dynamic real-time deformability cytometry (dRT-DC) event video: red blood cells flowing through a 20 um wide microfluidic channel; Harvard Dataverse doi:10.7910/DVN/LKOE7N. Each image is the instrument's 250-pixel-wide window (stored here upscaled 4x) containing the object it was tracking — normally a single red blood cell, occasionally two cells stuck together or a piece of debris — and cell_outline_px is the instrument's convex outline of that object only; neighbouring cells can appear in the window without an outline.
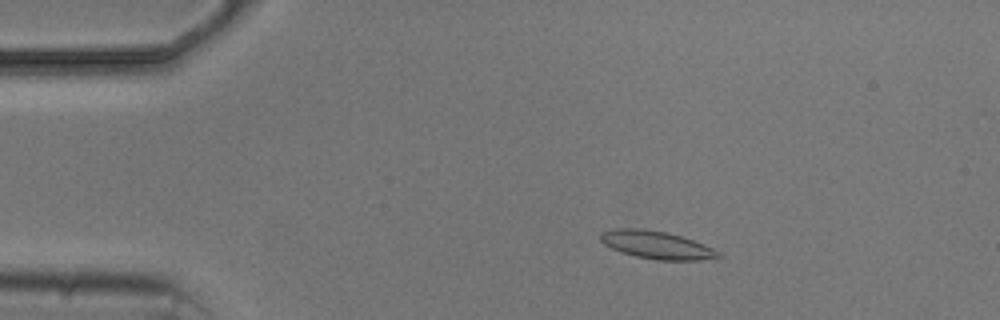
{"species": "common noctule bat (a hibernating species)", "species_latin": "Nyctalus noctula", "temperature_condition": "cold", "stored_images_in_passage": 5, "camera_frame_rate_fps": 3000, "um_per_image_px": 0.085, "animal": {"sex": "male", "body_mass_g": 20.5, "forearm_length_mm": 52.5}, "frame": {"image": 1, "passage_image": 3, "time_ms": 2.333, "image_size_px": [1000, 320], "cell_outline_px": [[724, 256], [700, 260], [656, 260], [636, 256], [620, 252], [604, 244], [600, 240], [600, 232], [616, 228], [640, 228], [668, 232], [704, 244], [720, 252]], "centroid_in_image_um": [55.8, 20.81], "position_along_channel_um": 29.2, "area_um2": 19.13}}
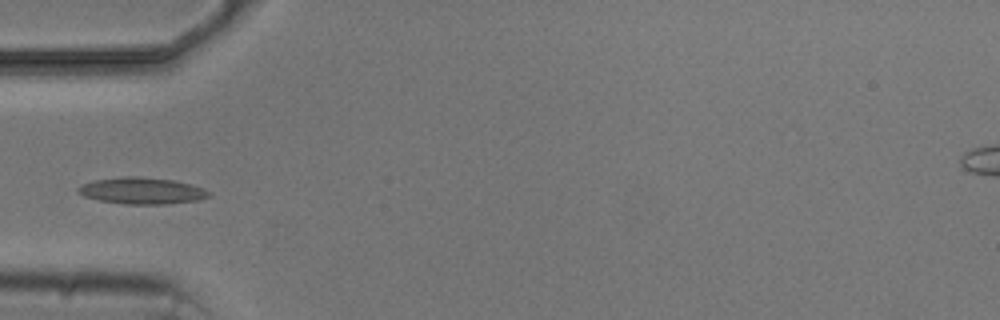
{"frame": {"image": 2, "passage_image": 5, "time_ms": 5.0, "image_size_px": [1000, 320], "cell_outline_px": [[208, 196], [200, 200], [164, 204], [124, 204], [100, 200], [84, 196], [76, 192], [76, 188], [84, 184], [96, 180], [124, 176], [140, 176], [172, 180], [192, 184], [204, 188], [208, 192]], "centroid_in_image_um": [12.05, 16.21], "position_along_channel_um": 72.9, "area_um2": 20.11}}